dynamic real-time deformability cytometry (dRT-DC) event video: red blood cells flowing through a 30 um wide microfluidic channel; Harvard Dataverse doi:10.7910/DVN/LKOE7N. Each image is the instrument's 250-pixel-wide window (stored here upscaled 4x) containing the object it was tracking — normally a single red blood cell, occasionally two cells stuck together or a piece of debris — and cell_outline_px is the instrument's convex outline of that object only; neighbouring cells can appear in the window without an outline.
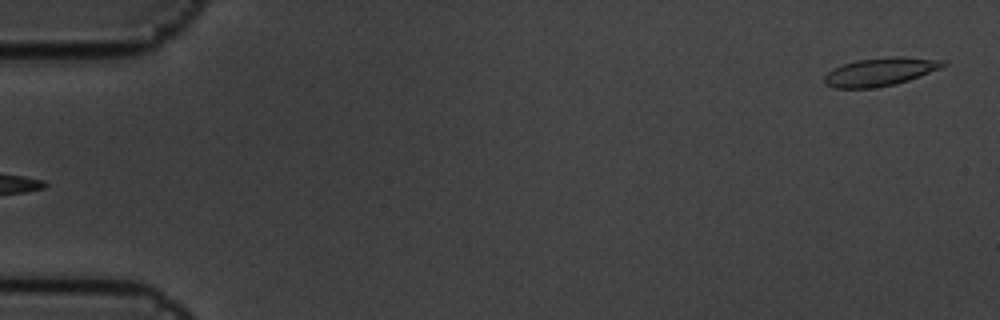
{"species": "common noctule bat (a hibernating species)", "species_latin": "Nyctalus noctula", "temperature_condition": "cold", "stored_images_in_passage": 2, "camera_frame_rate_fps": 3000, "um_per_image_px": 0.085, "animal": {"sex": "male", "body_mass_g": 19.5, "forearm_length_mm": 54.6}, "frame": {"image": 1, "passage_image": 2, "time_ms": 0.333, "image_size_px": [1000, 320], "cell_outline_px": [[948, 64], [940, 68], [920, 76], [896, 84], [872, 88], [836, 88], [828, 84], [824, 80], [824, 76], [832, 68], [856, 60], [892, 56], [904, 56], [944, 60]], "centroid_in_image_um": [74.84, 6.09], "position_along_channel_um": 10.2, "area_um2": 19.48}}